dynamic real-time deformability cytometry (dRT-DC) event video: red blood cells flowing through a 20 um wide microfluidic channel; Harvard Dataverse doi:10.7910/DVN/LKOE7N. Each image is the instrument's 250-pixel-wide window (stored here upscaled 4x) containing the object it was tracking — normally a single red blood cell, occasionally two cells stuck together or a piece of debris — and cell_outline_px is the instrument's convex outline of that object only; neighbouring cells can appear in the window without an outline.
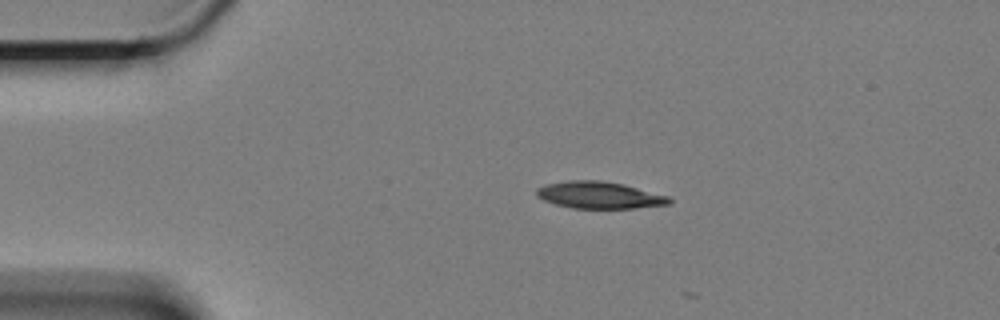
{"species": "Egyptian fruit bat (a non-hibernating species)", "species_latin": "Rousettus aegyptiacus", "temperature_condition": "cold", "stored_images_in_passage": 3, "camera_frame_rate_fps": 3000, "um_per_image_px": 0.085, "animal": {"sex": "female"}, "frame": {"image": 1, "passage_image": 1, "time_ms": 0.0, "image_size_px": [1000, 320], "cell_outline_px": [[672, 200], [668, 204], [632, 208], [572, 208], [556, 204], [544, 200], [536, 196], [536, 188], [548, 184], [568, 180], [600, 180], [624, 184], [668, 196]], "centroid_in_image_um": [50.92, 16.58], "position_along_channel_um": 34.1, "area_um2": 20.63}}